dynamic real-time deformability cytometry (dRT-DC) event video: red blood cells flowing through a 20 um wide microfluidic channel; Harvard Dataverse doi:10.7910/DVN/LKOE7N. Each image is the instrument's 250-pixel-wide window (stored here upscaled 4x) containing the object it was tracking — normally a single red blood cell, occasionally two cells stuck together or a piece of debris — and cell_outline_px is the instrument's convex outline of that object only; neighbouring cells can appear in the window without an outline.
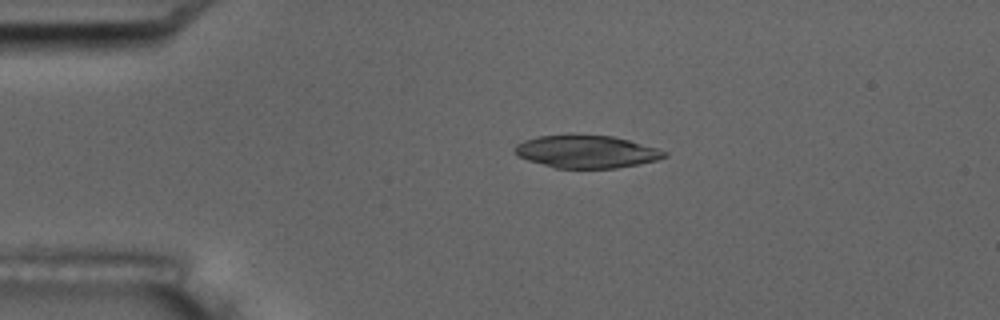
{"species": "common noctule bat (a hibernating species)", "species_latin": "Nyctalus noctula", "temperature_condition": "room temperature", "stored_images_in_passage": 5, "camera_frame_rate_fps": 3000, "um_per_image_px": 0.085, "animal": {"sex": "male", "body_mass_g": 17.5, "forearm_length_mm": 52.3}, "frame": {"image": 1, "passage_image": 4, "time_ms": 3.333, "image_size_px": [1000, 320], "cell_outline_px": [[668, 156], [656, 160], [640, 164], [616, 168], [556, 168], [528, 160], [516, 156], [512, 152], [512, 148], [516, 144], [524, 140], [536, 136], [568, 132], [612, 136], [628, 140], [656, 148], [668, 152]], "centroid_in_image_um": [49.77, 12.85], "position_along_channel_um": 35.2, "area_um2": 29.3}}